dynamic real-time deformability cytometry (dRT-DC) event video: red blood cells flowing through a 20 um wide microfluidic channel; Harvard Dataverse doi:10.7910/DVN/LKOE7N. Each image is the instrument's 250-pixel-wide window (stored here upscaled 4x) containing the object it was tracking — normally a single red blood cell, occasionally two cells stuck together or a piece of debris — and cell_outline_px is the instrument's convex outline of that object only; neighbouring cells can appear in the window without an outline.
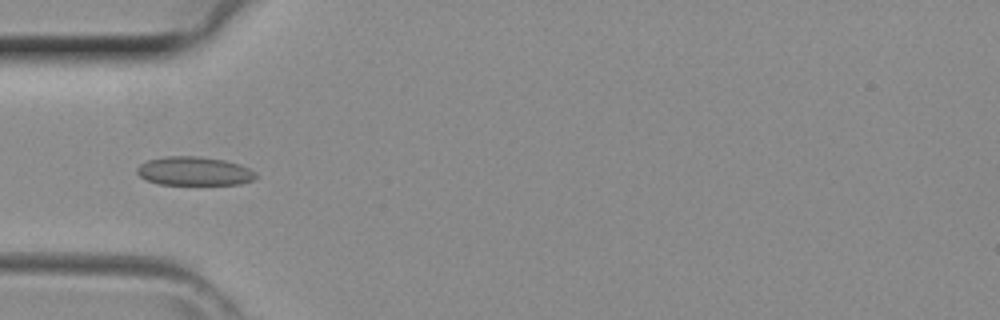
{"species": "common noctule bat (a hibernating species)", "species_latin": "Nyctalus noctula", "temperature_condition": "room temperature", "stored_images_in_passage": 16, "camera_frame_rate_fps": 3000, "um_per_image_px": 0.085, "animal": {"sex": "female", "body_mass_g": 29.2, "forearm_length_mm": 56.3}, "frame": {"image": 1, "passage_image": 1, "time_ms": 0.0, "image_size_px": [1000, 320], "cell_outline_px": [[256, 176], [252, 180], [240, 184], [160, 184], [148, 180], [140, 176], [136, 172], [136, 168], [140, 164], [148, 160], [164, 156], [196, 156], [224, 160], [240, 164], [248, 168]], "centroid_in_image_um": [16.47, 14.54], "position_along_channel_um": 68.5, "area_um2": 19.65}}
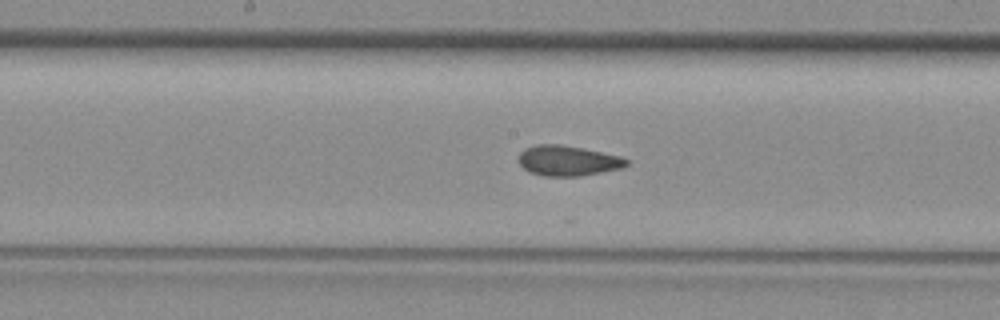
{"frame": {"image": 2, "passage_image": 9, "time_ms": 2.667, "image_size_px": [1000, 320], "cell_outline_px": [[628, 164], [620, 168], [580, 176], [544, 176], [528, 172], [520, 164], [520, 152], [524, 148], [536, 144], [560, 144], [620, 156], [628, 160]], "centroid_in_image_um": [48.22, 13.66], "position_along_channel_um": 200.0, "area_um2": 18.79}}
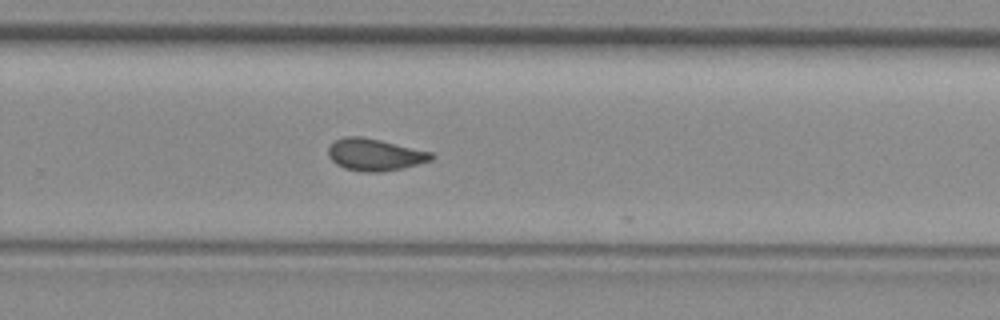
{"frame": {"image": 3, "passage_image": 15, "time_ms": 4.667, "image_size_px": [1000, 320], "cell_outline_px": [[436, 156], [432, 160], [404, 168], [380, 172], [360, 172], [344, 168], [336, 164], [328, 156], [328, 148], [336, 140], [344, 136], [360, 136], [380, 140], [432, 152]], "centroid_in_image_um": [31.87, 13.16], "position_along_channel_um": 297.9, "area_um2": 19.31}}